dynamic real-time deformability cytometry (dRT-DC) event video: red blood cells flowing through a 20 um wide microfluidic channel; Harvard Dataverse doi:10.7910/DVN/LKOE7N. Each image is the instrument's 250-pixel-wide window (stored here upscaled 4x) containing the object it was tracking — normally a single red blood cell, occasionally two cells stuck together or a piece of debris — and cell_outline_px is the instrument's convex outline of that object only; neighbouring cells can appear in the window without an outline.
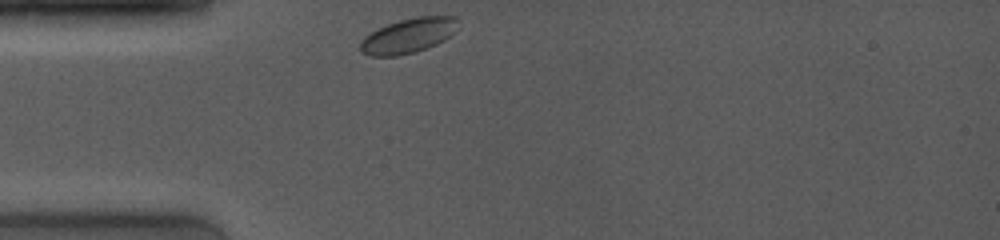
{"species": "common noctule bat (a hibernating species)", "species_latin": "Nyctalus noctula", "temperature_condition": "room temperature", "stored_images_in_passage": 56, "camera_frame_rate_fps": 4000, "um_per_image_px": 0.085, "animal": {"sex": "female", "body_mass_g": 19.0, "forearm_length_mm": 53.3}, "frame": {"image": 1, "passage_image": 1, "time_ms": 0.0, "image_size_px": [1000, 240], "cell_outline_px": [[456, 20], [452, 32], [444, 40], [436, 44], [416, 52], [396, 56], [372, 56], [360, 52], [360, 40], [364, 36], [376, 28], [400, 20], [416, 16], [456, 16]], "centroid_in_image_um": [34.62, 3.04], "position_along_channel_um": 50.4, "area_um2": 19.65}}
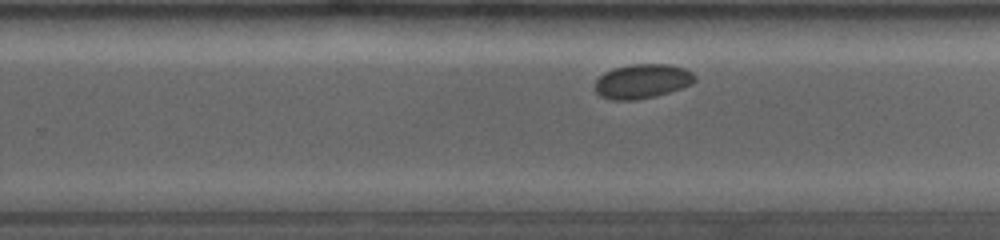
{"frame": {"image": 2, "passage_image": 25, "time_ms": 6.5, "image_size_px": [1000, 240], "cell_outline_px": [[696, 80], [692, 84], [656, 96], [632, 100], [612, 100], [600, 96], [592, 88], [596, 80], [604, 72], [612, 68], [628, 64], [668, 64], [684, 68], [692, 72], [696, 76]], "centroid_in_image_um": [54.55, 6.9], "position_along_channel_um": 275.2, "area_um2": 20.23}}
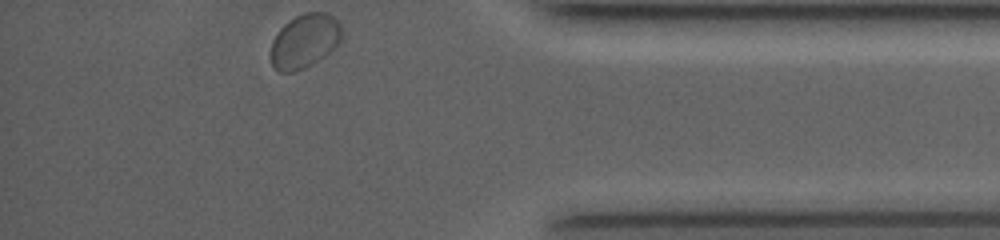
{"frame": {"image": 3, "passage_image": 55, "time_ms": 10.5, "image_size_px": [1000, 240], "cell_outline_px": [[344, 36], [324, 56], [304, 68], [292, 72], [280, 72], [272, 64], [268, 56], [272, 40], [280, 28], [288, 20], [304, 12], [328, 12], [340, 24]], "centroid_in_image_um": [25.86, 3.47], "position_along_channel_um": 409.3, "area_um2": 22.48}}